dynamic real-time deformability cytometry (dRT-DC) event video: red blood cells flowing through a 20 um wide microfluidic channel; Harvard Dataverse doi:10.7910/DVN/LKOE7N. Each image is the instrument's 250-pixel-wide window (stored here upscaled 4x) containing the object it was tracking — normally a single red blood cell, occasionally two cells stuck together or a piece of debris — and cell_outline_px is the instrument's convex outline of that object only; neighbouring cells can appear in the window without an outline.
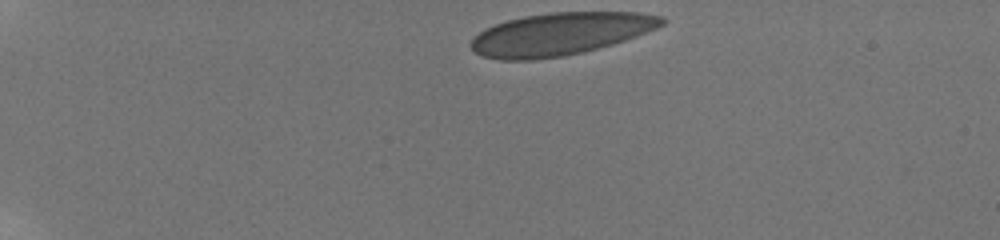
{"species": "human", "species_latin": "Homo sapiens", "temperature_condition": "room temperature", "stored_images_in_passage": 12, "camera_frame_rate_fps": 3000, "um_per_image_px": 0.085, "donor": {"sex": "male"}, "frame": {"image": 1, "passage_image": 1, "time_ms": 0.0, "image_size_px": [1000, 240], "cell_outline_px": [[668, 20], [664, 24], [656, 28], [636, 36], [612, 44], [584, 52], [564, 56], [532, 60], [500, 60], [484, 56], [476, 52], [472, 48], [472, 40], [484, 28], [508, 20], [524, 16], [552, 12], [640, 12], [664, 16]], "centroid_in_image_um": [47.67, 2.88], "position_along_channel_um": 37.3, "area_um2": 47.16}}